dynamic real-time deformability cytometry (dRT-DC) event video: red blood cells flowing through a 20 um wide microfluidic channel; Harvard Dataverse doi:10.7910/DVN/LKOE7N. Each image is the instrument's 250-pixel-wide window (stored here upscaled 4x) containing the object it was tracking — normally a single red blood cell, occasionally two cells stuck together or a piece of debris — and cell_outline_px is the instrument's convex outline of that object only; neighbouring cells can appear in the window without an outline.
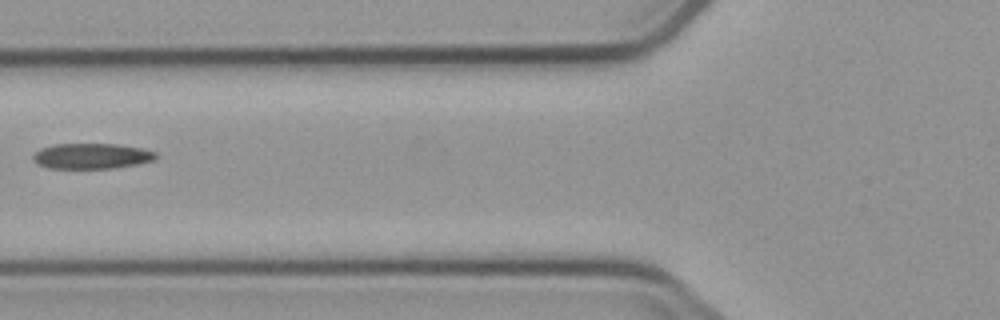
{"species": "common noctule bat (a hibernating species)", "species_latin": "Nyctalus noctula", "temperature_condition": "cold", "stored_images_in_passage": 3, "camera_frame_rate_fps": 3000, "um_per_image_px": 0.085, "animal": {"sex": "male", "body_mass_g": 23.1, "forearm_length_mm": 52.7}, "frame": {"image": 1, "passage_image": 2, "time_ms": 1.333, "image_size_px": [1000, 320], "cell_outline_px": [[156, 156], [152, 160], [136, 164], [112, 168], [48, 168], [36, 164], [32, 160], [32, 156], [40, 148], [52, 144], [120, 144], [144, 148], [156, 152]], "centroid_in_image_um": [7.74, 13.25], "position_along_channel_um": 118.1, "area_um2": 18.32}}
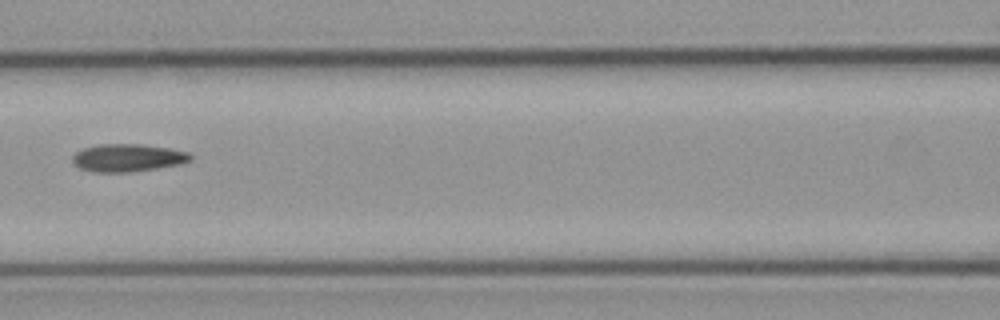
{"frame": {"image": 2, "passage_image": 3, "time_ms": 2.333, "image_size_px": [1000, 320], "cell_outline_px": [[192, 160], [180, 164], [156, 168], [128, 172], [92, 172], [80, 168], [72, 164], [72, 156], [76, 152], [84, 148], [100, 144], [140, 144], [168, 148], [188, 152], [192, 156]], "centroid_in_image_um": [10.83, 13.41], "position_along_channel_um": 155.8, "area_um2": 19.02}}